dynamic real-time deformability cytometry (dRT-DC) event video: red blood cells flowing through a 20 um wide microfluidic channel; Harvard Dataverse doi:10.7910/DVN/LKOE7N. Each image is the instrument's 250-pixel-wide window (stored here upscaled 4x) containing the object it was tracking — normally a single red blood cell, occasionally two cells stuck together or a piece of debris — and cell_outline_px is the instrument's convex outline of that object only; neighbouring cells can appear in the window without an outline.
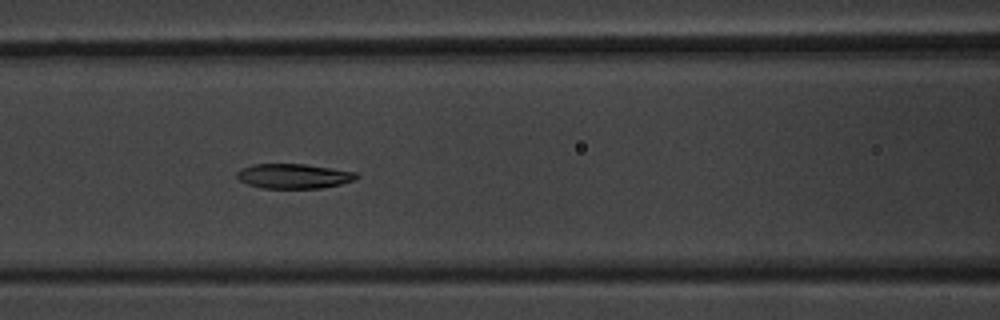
{"species": "common noctule bat (a hibernating species)", "species_latin": "Nyctalus noctula", "temperature_condition": "warm", "stored_images_in_passage": 16, "segment_of_instrument_passage": [1, 2], "camera_frame_rate_fps": 3000, "um_per_image_px": 0.085, "animal": {"sex": "male", "body_mass_g": 20.1, "forearm_length_mm": 53.5}, "frame": {"image": 1, "passage_image": 7, "time_ms": 7.0, "image_size_px": [1000, 320], "cell_outline_px": [[360, 176], [356, 180], [340, 184], [320, 188], [260, 188], [248, 184], [240, 180], [236, 176], [236, 172], [252, 164], [304, 164], [332, 168], [356, 172]], "centroid_in_image_um": [24.99, 14.97], "position_along_channel_um": 141.6, "area_um2": 17.22}}
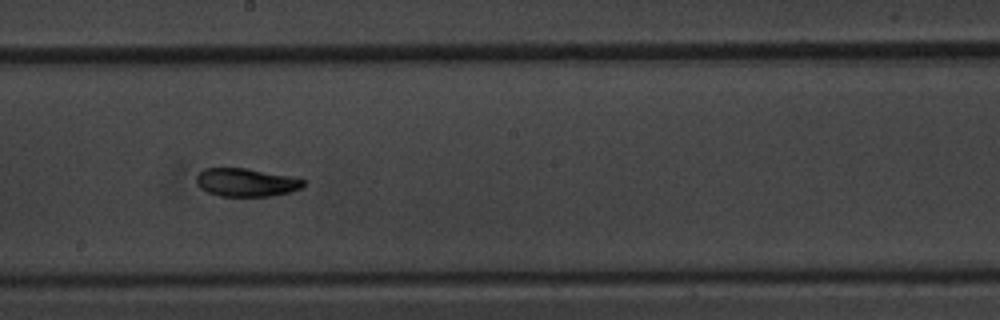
{"frame": {"image": 2, "passage_image": 9, "time_ms": 9.333, "image_size_px": [1000, 320], "cell_outline_px": [[304, 188], [292, 192], [272, 196], [220, 196], [208, 192], [200, 188], [196, 184], [196, 176], [204, 168], [244, 168], [300, 176], [304, 180]], "centroid_in_image_um": [21.01, 15.5], "position_along_channel_um": 227.2, "area_um2": 18.09}}
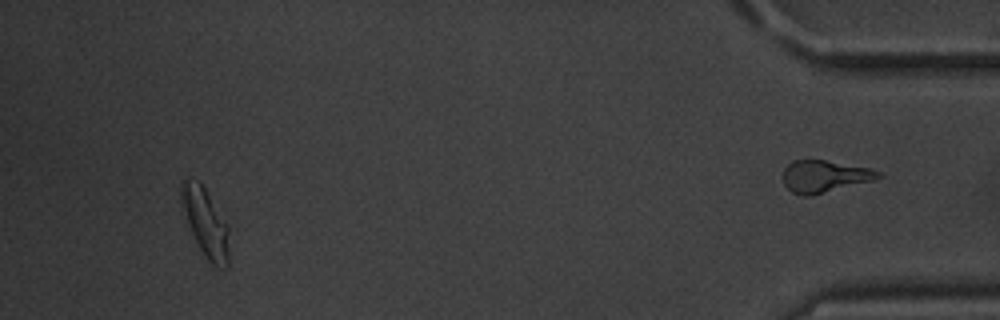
{"frame": {"image": 3, "passage_image": 15, "time_ms": 16.333, "image_size_px": [1000, 320], "cell_outline_px": [[228, 268], [216, 268], [208, 260], [200, 248], [192, 232], [180, 200], [180, 184], [184, 180], [200, 180], [228, 224]], "centroid_in_image_um": [17.49, 18.9], "position_along_channel_um": 417.7, "area_um2": 18.84}}